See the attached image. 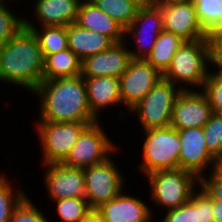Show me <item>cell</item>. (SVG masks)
<instances>
[{
	"mask_svg": "<svg viewBox=\"0 0 222 222\" xmlns=\"http://www.w3.org/2000/svg\"><path fill=\"white\" fill-rule=\"evenodd\" d=\"M211 106L201 90H182L175 99L170 126L176 130L203 127Z\"/></svg>",
	"mask_w": 222,
	"mask_h": 222,
	"instance_id": "7c38bea8",
	"label": "cell"
},
{
	"mask_svg": "<svg viewBox=\"0 0 222 222\" xmlns=\"http://www.w3.org/2000/svg\"><path fill=\"white\" fill-rule=\"evenodd\" d=\"M28 195L14 209L9 222H50Z\"/></svg>",
	"mask_w": 222,
	"mask_h": 222,
	"instance_id": "d6a6232c",
	"label": "cell"
},
{
	"mask_svg": "<svg viewBox=\"0 0 222 222\" xmlns=\"http://www.w3.org/2000/svg\"><path fill=\"white\" fill-rule=\"evenodd\" d=\"M163 15L164 30L172 32L184 41L208 38L197 19L192 0H183L159 6Z\"/></svg>",
	"mask_w": 222,
	"mask_h": 222,
	"instance_id": "4fadbf2b",
	"label": "cell"
},
{
	"mask_svg": "<svg viewBox=\"0 0 222 222\" xmlns=\"http://www.w3.org/2000/svg\"><path fill=\"white\" fill-rule=\"evenodd\" d=\"M178 1H183V0H148L149 4L160 6V5H165L168 3H173V2H178Z\"/></svg>",
	"mask_w": 222,
	"mask_h": 222,
	"instance_id": "ab89813d",
	"label": "cell"
},
{
	"mask_svg": "<svg viewBox=\"0 0 222 222\" xmlns=\"http://www.w3.org/2000/svg\"><path fill=\"white\" fill-rule=\"evenodd\" d=\"M75 23L82 28L106 35L114 43L125 40V29L105 14L91 0L80 2Z\"/></svg>",
	"mask_w": 222,
	"mask_h": 222,
	"instance_id": "d6986e66",
	"label": "cell"
},
{
	"mask_svg": "<svg viewBox=\"0 0 222 222\" xmlns=\"http://www.w3.org/2000/svg\"><path fill=\"white\" fill-rule=\"evenodd\" d=\"M144 177L150 182L153 203L166 211L187 203L199 186V179L181 168L160 170Z\"/></svg>",
	"mask_w": 222,
	"mask_h": 222,
	"instance_id": "5b68a950",
	"label": "cell"
},
{
	"mask_svg": "<svg viewBox=\"0 0 222 222\" xmlns=\"http://www.w3.org/2000/svg\"><path fill=\"white\" fill-rule=\"evenodd\" d=\"M209 174V176H207ZM199 179L201 187L212 200H222V179L216 178L211 172Z\"/></svg>",
	"mask_w": 222,
	"mask_h": 222,
	"instance_id": "836d02e7",
	"label": "cell"
},
{
	"mask_svg": "<svg viewBox=\"0 0 222 222\" xmlns=\"http://www.w3.org/2000/svg\"><path fill=\"white\" fill-rule=\"evenodd\" d=\"M95 122H49L37 121L35 132L42 147V164L62 163L82 131Z\"/></svg>",
	"mask_w": 222,
	"mask_h": 222,
	"instance_id": "8992f818",
	"label": "cell"
},
{
	"mask_svg": "<svg viewBox=\"0 0 222 222\" xmlns=\"http://www.w3.org/2000/svg\"><path fill=\"white\" fill-rule=\"evenodd\" d=\"M145 138L142 145V163L138 169L143 176L160 170L179 168L180 137L171 126L152 128L143 131Z\"/></svg>",
	"mask_w": 222,
	"mask_h": 222,
	"instance_id": "277c9868",
	"label": "cell"
},
{
	"mask_svg": "<svg viewBox=\"0 0 222 222\" xmlns=\"http://www.w3.org/2000/svg\"><path fill=\"white\" fill-rule=\"evenodd\" d=\"M24 26L36 35L43 58L47 55L68 49L67 26L37 27L33 21L24 18ZM39 28V29H38Z\"/></svg>",
	"mask_w": 222,
	"mask_h": 222,
	"instance_id": "603a6c76",
	"label": "cell"
},
{
	"mask_svg": "<svg viewBox=\"0 0 222 222\" xmlns=\"http://www.w3.org/2000/svg\"><path fill=\"white\" fill-rule=\"evenodd\" d=\"M5 1L9 3V1L10 2H14V1L16 2L17 0H14V1L13 0H5Z\"/></svg>",
	"mask_w": 222,
	"mask_h": 222,
	"instance_id": "b9f144b4",
	"label": "cell"
},
{
	"mask_svg": "<svg viewBox=\"0 0 222 222\" xmlns=\"http://www.w3.org/2000/svg\"><path fill=\"white\" fill-rule=\"evenodd\" d=\"M83 78L85 80L89 108L97 119L101 118L100 115L104 109L122 104L118 77L100 76Z\"/></svg>",
	"mask_w": 222,
	"mask_h": 222,
	"instance_id": "ac0fdd59",
	"label": "cell"
},
{
	"mask_svg": "<svg viewBox=\"0 0 222 222\" xmlns=\"http://www.w3.org/2000/svg\"><path fill=\"white\" fill-rule=\"evenodd\" d=\"M32 93L40 99L38 121H99L89 108L85 80L82 75L42 80Z\"/></svg>",
	"mask_w": 222,
	"mask_h": 222,
	"instance_id": "6da1fadb",
	"label": "cell"
},
{
	"mask_svg": "<svg viewBox=\"0 0 222 222\" xmlns=\"http://www.w3.org/2000/svg\"><path fill=\"white\" fill-rule=\"evenodd\" d=\"M212 65L214 69L222 70V31L211 37Z\"/></svg>",
	"mask_w": 222,
	"mask_h": 222,
	"instance_id": "d590c367",
	"label": "cell"
},
{
	"mask_svg": "<svg viewBox=\"0 0 222 222\" xmlns=\"http://www.w3.org/2000/svg\"><path fill=\"white\" fill-rule=\"evenodd\" d=\"M199 216L200 222H215L213 200L201 187L199 188Z\"/></svg>",
	"mask_w": 222,
	"mask_h": 222,
	"instance_id": "e575fe53",
	"label": "cell"
},
{
	"mask_svg": "<svg viewBox=\"0 0 222 222\" xmlns=\"http://www.w3.org/2000/svg\"><path fill=\"white\" fill-rule=\"evenodd\" d=\"M215 70L212 67L209 71L201 91L207 97L212 113L220 114L222 112V70Z\"/></svg>",
	"mask_w": 222,
	"mask_h": 222,
	"instance_id": "4dcf8cb0",
	"label": "cell"
},
{
	"mask_svg": "<svg viewBox=\"0 0 222 222\" xmlns=\"http://www.w3.org/2000/svg\"><path fill=\"white\" fill-rule=\"evenodd\" d=\"M81 0H36L33 15L40 27L67 26L77 19Z\"/></svg>",
	"mask_w": 222,
	"mask_h": 222,
	"instance_id": "ffe728a7",
	"label": "cell"
},
{
	"mask_svg": "<svg viewBox=\"0 0 222 222\" xmlns=\"http://www.w3.org/2000/svg\"><path fill=\"white\" fill-rule=\"evenodd\" d=\"M211 173L216 178L222 179V154L214 157V162H213Z\"/></svg>",
	"mask_w": 222,
	"mask_h": 222,
	"instance_id": "8d00e7d4",
	"label": "cell"
},
{
	"mask_svg": "<svg viewBox=\"0 0 222 222\" xmlns=\"http://www.w3.org/2000/svg\"><path fill=\"white\" fill-rule=\"evenodd\" d=\"M44 58L32 30L23 26L0 45V82L33 92L43 80Z\"/></svg>",
	"mask_w": 222,
	"mask_h": 222,
	"instance_id": "7a4b0ae2",
	"label": "cell"
},
{
	"mask_svg": "<svg viewBox=\"0 0 222 222\" xmlns=\"http://www.w3.org/2000/svg\"><path fill=\"white\" fill-rule=\"evenodd\" d=\"M162 78L163 74L145 59H131L119 77L122 105L130 111Z\"/></svg>",
	"mask_w": 222,
	"mask_h": 222,
	"instance_id": "8fae6325",
	"label": "cell"
},
{
	"mask_svg": "<svg viewBox=\"0 0 222 222\" xmlns=\"http://www.w3.org/2000/svg\"><path fill=\"white\" fill-rule=\"evenodd\" d=\"M197 19L208 38L222 31V0H192Z\"/></svg>",
	"mask_w": 222,
	"mask_h": 222,
	"instance_id": "d4e9b609",
	"label": "cell"
},
{
	"mask_svg": "<svg viewBox=\"0 0 222 222\" xmlns=\"http://www.w3.org/2000/svg\"><path fill=\"white\" fill-rule=\"evenodd\" d=\"M52 202L63 222H80L91 211L86 198H63Z\"/></svg>",
	"mask_w": 222,
	"mask_h": 222,
	"instance_id": "83f0119b",
	"label": "cell"
},
{
	"mask_svg": "<svg viewBox=\"0 0 222 222\" xmlns=\"http://www.w3.org/2000/svg\"><path fill=\"white\" fill-rule=\"evenodd\" d=\"M205 143L209 153L216 157L222 154V116L212 113L203 126Z\"/></svg>",
	"mask_w": 222,
	"mask_h": 222,
	"instance_id": "1f68e13d",
	"label": "cell"
},
{
	"mask_svg": "<svg viewBox=\"0 0 222 222\" xmlns=\"http://www.w3.org/2000/svg\"><path fill=\"white\" fill-rule=\"evenodd\" d=\"M213 213L215 222H222V200H213Z\"/></svg>",
	"mask_w": 222,
	"mask_h": 222,
	"instance_id": "74e56055",
	"label": "cell"
},
{
	"mask_svg": "<svg viewBox=\"0 0 222 222\" xmlns=\"http://www.w3.org/2000/svg\"><path fill=\"white\" fill-rule=\"evenodd\" d=\"M45 167L44 183L48 198L58 200L63 198H85V177L83 168L68 167L62 163L42 164Z\"/></svg>",
	"mask_w": 222,
	"mask_h": 222,
	"instance_id": "9a60e30c",
	"label": "cell"
},
{
	"mask_svg": "<svg viewBox=\"0 0 222 222\" xmlns=\"http://www.w3.org/2000/svg\"><path fill=\"white\" fill-rule=\"evenodd\" d=\"M113 160L110 157L102 163L83 168L85 198L91 210H96L124 191V174Z\"/></svg>",
	"mask_w": 222,
	"mask_h": 222,
	"instance_id": "9c48e42d",
	"label": "cell"
},
{
	"mask_svg": "<svg viewBox=\"0 0 222 222\" xmlns=\"http://www.w3.org/2000/svg\"><path fill=\"white\" fill-rule=\"evenodd\" d=\"M211 67V38L184 41L176 50L170 66L163 73V79L179 87L181 91L194 90L195 87L196 90H200ZM183 84L185 85L182 86Z\"/></svg>",
	"mask_w": 222,
	"mask_h": 222,
	"instance_id": "3957f363",
	"label": "cell"
},
{
	"mask_svg": "<svg viewBox=\"0 0 222 222\" xmlns=\"http://www.w3.org/2000/svg\"><path fill=\"white\" fill-rule=\"evenodd\" d=\"M105 14L126 29L134 20L139 6L129 0H91Z\"/></svg>",
	"mask_w": 222,
	"mask_h": 222,
	"instance_id": "484cf974",
	"label": "cell"
},
{
	"mask_svg": "<svg viewBox=\"0 0 222 222\" xmlns=\"http://www.w3.org/2000/svg\"><path fill=\"white\" fill-rule=\"evenodd\" d=\"M136 3L139 7L145 6L148 4V0H129Z\"/></svg>",
	"mask_w": 222,
	"mask_h": 222,
	"instance_id": "60d3db41",
	"label": "cell"
},
{
	"mask_svg": "<svg viewBox=\"0 0 222 222\" xmlns=\"http://www.w3.org/2000/svg\"><path fill=\"white\" fill-rule=\"evenodd\" d=\"M68 48L83 61L86 57L107 50L114 42L104 34L80 27L77 23L67 25Z\"/></svg>",
	"mask_w": 222,
	"mask_h": 222,
	"instance_id": "44dd1931",
	"label": "cell"
},
{
	"mask_svg": "<svg viewBox=\"0 0 222 222\" xmlns=\"http://www.w3.org/2000/svg\"><path fill=\"white\" fill-rule=\"evenodd\" d=\"M162 222H200L199 216V187L187 203L166 211Z\"/></svg>",
	"mask_w": 222,
	"mask_h": 222,
	"instance_id": "f1b7e54d",
	"label": "cell"
},
{
	"mask_svg": "<svg viewBox=\"0 0 222 222\" xmlns=\"http://www.w3.org/2000/svg\"><path fill=\"white\" fill-rule=\"evenodd\" d=\"M97 121L88 125L79 135L67 158L62 162L68 167L85 168L104 162L118 150ZM111 154V155H110Z\"/></svg>",
	"mask_w": 222,
	"mask_h": 222,
	"instance_id": "ba28073f",
	"label": "cell"
},
{
	"mask_svg": "<svg viewBox=\"0 0 222 222\" xmlns=\"http://www.w3.org/2000/svg\"><path fill=\"white\" fill-rule=\"evenodd\" d=\"M177 131L181 144L179 168L193 173L198 179L206 174L207 168L211 172L214 157L207 150L203 127Z\"/></svg>",
	"mask_w": 222,
	"mask_h": 222,
	"instance_id": "5bb4252c",
	"label": "cell"
},
{
	"mask_svg": "<svg viewBox=\"0 0 222 222\" xmlns=\"http://www.w3.org/2000/svg\"><path fill=\"white\" fill-rule=\"evenodd\" d=\"M80 222H104L96 210H91Z\"/></svg>",
	"mask_w": 222,
	"mask_h": 222,
	"instance_id": "f35d334b",
	"label": "cell"
},
{
	"mask_svg": "<svg viewBox=\"0 0 222 222\" xmlns=\"http://www.w3.org/2000/svg\"><path fill=\"white\" fill-rule=\"evenodd\" d=\"M183 42L184 40L179 36L163 30L158 35L153 50L145 60L163 74L170 66L176 50Z\"/></svg>",
	"mask_w": 222,
	"mask_h": 222,
	"instance_id": "cb8c5ba5",
	"label": "cell"
},
{
	"mask_svg": "<svg viewBox=\"0 0 222 222\" xmlns=\"http://www.w3.org/2000/svg\"><path fill=\"white\" fill-rule=\"evenodd\" d=\"M81 60L69 48L44 58L43 80L81 75Z\"/></svg>",
	"mask_w": 222,
	"mask_h": 222,
	"instance_id": "7402d4cb",
	"label": "cell"
},
{
	"mask_svg": "<svg viewBox=\"0 0 222 222\" xmlns=\"http://www.w3.org/2000/svg\"><path fill=\"white\" fill-rule=\"evenodd\" d=\"M7 177L0 173V222H9L14 209L26 197V193L15 188Z\"/></svg>",
	"mask_w": 222,
	"mask_h": 222,
	"instance_id": "4316f807",
	"label": "cell"
},
{
	"mask_svg": "<svg viewBox=\"0 0 222 222\" xmlns=\"http://www.w3.org/2000/svg\"><path fill=\"white\" fill-rule=\"evenodd\" d=\"M179 87L161 79L129 112L134 113L144 130L170 126Z\"/></svg>",
	"mask_w": 222,
	"mask_h": 222,
	"instance_id": "52a82bcc",
	"label": "cell"
},
{
	"mask_svg": "<svg viewBox=\"0 0 222 222\" xmlns=\"http://www.w3.org/2000/svg\"><path fill=\"white\" fill-rule=\"evenodd\" d=\"M9 4L0 0V45L5 44L24 26V18L14 14Z\"/></svg>",
	"mask_w": 222,
	"mask_h": 222,
	"instance_id": "f546056e",
	"label": "cell"
},
{
	"mask_svg": "<svg viewBox=\"0 0 222 222\" xmlns=\"http://www.w3.org/2000/svg\"><path fill=\"white\" fill-rule=\"evenodd\" d=\"M163 30L161 8L149 3L140 7L134 20L124 31L125 39L129 36L136 44L135 49L129 47L131 58L146 59L153 50L158 35Z\"/></svg>",
	"mask_w": 222,
	"mask_h": 222,
	"instance_id": "30bf717a",
	"label": "cell"
},
{
	"mask_svg": "<svg viewBox=\"0 0 222 222\" xmlns=\"http://www.w3.org/2000/svg\"><path fill=\"white\" fill-rule=\"evenodd\" d=\"M123 192L96 209L104 222H152L154 214L147 202Z\"/></svg>",
	"mask_w": 222,
	"mask_h": 222,
	"instance_id": "e0dca14e",
	"label": "cell"
},
{
	"mask_svg": "<svg viewBox=\"0 0 222 222\" xmlns=\"http://www.w3.org/2000/svg\"><path fill=\"white\" fill-rule=\"evenodd\" d=\"M128 41V42H127ZM129 39L112 44L107 50L86 57L81 62L82 77H120L131 61Z\"/></svg>",
	"mask_w": 222,
	"mask_h": 222,
	"instance_id": "2e32d148",
	"label": "cell"
}]
</instances>
